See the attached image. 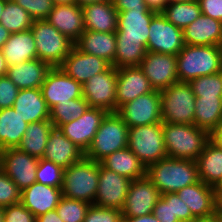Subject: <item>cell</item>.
I'll list each match as a JSON object with an SVG mask.
<instances>
[{
  "instance_id": "obj_1",
  "label": "cell",
  "mask_w": 222,
  "mask_h": 222,
  "mask_svg": "<svg viewBox=\"0 0 222 222\" xmlns=\"http://www.w3.org/2000/svg\"><path fill=\"white\" fill-rule=\"evenodd\" d=\"M147 178L160 195L177 192L200 181L196 161L166 157L146 168Z\"/></svg>"
},
{
  "instance_id": "obj_2",
  "label": "cell",
  "mask_w": 222,
  "mask_h": 222,
  "mask_svg": "<svg viewBox=\"0 0 222 222\" xmlns=\"http://www.w3.org/2000/svg\"><path fill=\"white\" fill-rule=\"evenodd\" d=\"M176 57L178 82L222 71V46L185 44Z\"/></svg>"
},
{
  "instance_id": "obj_3",
  "label": "cell",
  "mask_w": 222,
  "mask_h": 222,
  "mask_svg": "<svg viewBox=\"0 0 222 222\" xmlns=\"http://www.w3.org/2000/svg\"><path fill=\"white\" fill-rule=\"evenodd\" d=\"M163 138L168 157L196 161L210 133L194 124L163 123Z\"/></svg>"
},
{
  "instance_id": "obj_4",
  "label": "cell",
  "mask_w": 222,
  "mask_h": 222,
  "mask_svg": "<svg viewBox=\"0 0 222 222\" xmlns=\"http://www.w3.org/2000/svg\"><path fill=\"white\" fill-rule=\"evenodd\" d=\"M100 162L85 156L63 171L62 196L94 204L99 181Z\"/></svg>"
},
{
  "instance_id": "obj_5",
  "label": "cell",
  "mask_w": 222,
  "mask_h": 222,
  "mask_svg": "<svg viewBox=\"0 0 222 222\" xmlns=\"http://www.w3.org/2000/svg\"><path fill=\"white\" fill-rule=\"evenodd\" d=\"M129 127L117 112H108L102 120L85 157L100 162L107 155L127 147Z\"/></svg>"
},
{
  "instance_id": "obj_6",
  "label": "cell",
  "mask_w": 222,
  "mask_h": 222,
  "mask_svg": "<svg viewBox=\"0 0 222 222\" xmlns=\"http://www.w3.org/2000/svg\"><path fill=\"white\" fill-rule=\"evenodd\" d=\"M30 29L35 40L37 58L51 68L59 67L74 47V42L47 20L33 21Z\"/></svg>"
},
{
  "instance_id": "obj_7",
  "label": "cell",
  "mask_w": 222,
  "mask_h": 222,
  "mask_svg": "<svg viewBox=\"0 0 222 222\" xmlns=\"http://www.w3.org/2000/svg\"><path fill=\"white\" fill-rule=\"evenodd\" d=\"M160 96L163 123L194 124L196 97L189 83L171 84Z\"/></svg>"
},
{
  "instance_id": "obj_8",
  "label": "cell",
  "mask_w": 222,
  "mask_h": 222,
  "mask_svg": "<svg viewBox=\"0 0 222 222\" xmlns=\"http://www.w3.org/2000/svg\"><path fill=\"white\" fill-rule=\"evenodd\" d=\"M127 147L146 168L168 157L163 138V122L130 127Z\"/></svg>"
},
{
  "instance_id": "obj_9",
  "label": "cell",
  "mask_w": 222,
  "mask_h": 222,
  "mask_svg": "<svg viewBox=\"0 0 222 222\" xmlns=\"http://www.w3.org/2000/svg\"><path fill=\"white\" fill-rule=\"evenodd\" d=\"M184 45L183 30L169 22L161 12H157L150 22L146 50L177 56Z\"/></svg>"
},
{
  "instance_id": "obj_10",
  "label": "cell",
  "mask_w": 222,
  "mask_h": 222,
  "mask_svg": "<svg viewBox=\"0 0 222 222\" xmlns=\"http://www.w3.org/2000/svg\"><path fill=\"white\" fill-rule=\"evenodd\" d=\"M117 69L110 66L106 71L96 74L83 85V97L90 107L116 112Z\"/></svg>"
},
{
  "instance_id": "obj_11",
  "label": "cell",
  "mask_w": 222,
  "mask_h": 222,
  "mask_svg": "<svg viewBox=\"0 0 222 222\" xmlns=\"http://www.w3.org/2000/svg\"><path fill=\"white\" fill-rule=\"evenodd\" d=\"M117 113L129 128L162 122L160 91L154 90L125 103Z\"/></svg>"
},
{
  "instance_id": "obj_12",
  "label": "cell",
  "mask_w": 222,
  "mask_h": 222,
  "mask_svg": "<svg viewBox=\"0 0 222 222\" xmlns=\"http://www.w3.org/2000/svg\"><path fill=\"white\" fill-rule=\"evenodd\" d=\"M40 89L49 109L59 103L83 97L82 84L66 75L59 67H53L47 72Z\"/></svg>"
},
{
  "instance_id": "obj_13",
  "label": "cell",
  "mask_w": 222,
  "mask_h": 222,
  "mask_svg": "<svg viewBox=\"0 0 222 222\" xmlns=\"http://www.w3.org/2000/svg\"><path fill=\"white\" fill-rule=\"evenodd\" d=\"M39 159L18 148L2 150V171L18 186L20 191L36 182V169Z\"/></svg>"
},
{
  "instance_id": "obj_14",
  "label": "cell",
  "mask_w": 222,
  "mask_h": 222,
  "mask_svg": "<svg viewBox=\"0 0 222 222\" xmlns=\"http://www.w3.org/2000/svg\"><path fill=\"white\" fill-rule=\"evenodd\" d=\"M132 180L105 168L99 167V181L94 205L122 210Z\"/></svg>"
},
{
  "instance_id": "obj_15",
  "label": "cell",
  "mask_w": 222,
  "mask_h": 222,
  "mask_svg": "<svg viewBox=\"0 0 222 222\" xmlns=\"http://www.w3.org/2000/svg\"><path fill=\"white\" fill-rule=\"evenodd\" d=\"M176 64L175 55L147 51L139 68L148 78L153 89L162 91L178 82Z\"/></svg>"
},
{
  "instance_id": "obj_16",
  "label": "cell",
  "mask_w": 222,
  "mask_h": 222,
  "mask_svg": "<svg viewBox=\"0 0 222 222\" xmlns=\"http://www.w3.org/2000/svg\"><path fill=\"white\" fill-rule=\"evenodd\" d=\"M159 198L160 193L157 187L147 176L132 180L122 208V217H140L151 214Z\"/></svg>"
},
{
  "instance_id": "obj_17",
  "label": "cell",
  "mask_w": 222,
  "mask_h": 222,
  "mask_svg": "<svg viewBox=\"0 0 222 222\" xmlns=\"http://www.w3.org/2000/svg\"><path fill=\"white\" fill-rule=\"evenodd\" d=\"M107 113L104 109L89 107L80 118L62 125L59 130L86 153Z\"/></svg>"
},
{
  "instance_id": "obj_18",
  "label": "cell",
  "mask_w": 222,
  "mask_h": 222,
  "mask_svg": "<svg viewBox=\"0 0 222 222\" xmlns=\"http://www.w3.org/2000/svg\"><path fill=\"white\" fill-rule=\"evenodd\" d=\"M153 10H128L118 12L116 41L141 42L147 48L149 26Z\"/></svg>"
},
{
  "instance_id": "obj_19",
  "label": "cell",
  "mask_w": 222,
  "mask_h": 222,
  "mask_svg": "<svg viewBox=\"0 0 222 222\" xmlns=\"http://www.w3.org/2000/svg\"><path fill=\"white\" fill-rule=\"evenodd\" d=\"M111 64L101 57L81 52L75 45L59 68L82 85L91 77L106 71Z\"/></svg>"
},
{
  "instance_id": "obj_20",
  "label": "cell",
  "mask_w": 222,
  "mask_h": 222,
  "mask_svg": "<svg viewBox=\"0 0 222 222\" xmlns=\"http://www.w3.org/2000/svg\"><path fill=\"white\" fill-rule=\"evenodd\" d=\"M154 91L139 66L117 69L116 112L125 103Z\"/></svg>"
},
{
  "instance_id": "obj_21",
  "label": "cell",
  "mask_w": 222,
  "mask_h": 222,
  "mask_svg": "<svg viewBox=\"0 0 222 222\" xmlns=\"http://www.w3.org/2000/svg\"><path fill=\"white\" fill-rule=\"evenodd\" d=\"M46 20L74 43L85 31L83 11L77 3L54 5Z\"/></svg>"
},
{
  "instance_id": "obj_22",
  "label": "cell",
  "mask_w": 222,
  "mask_h": 222,
  "mask_svg": "<svg viewBox=\"0 0 222 222\" xmlns=\"http://www.w3.org/2000/svg\"><path fill=\"white\" fill-rule=\"evenodd\" d=\"M62 197L61 188L33 183L21 191V203L38 217L48 211L56 210Z\"/></svg>"
},
{
  "instance_id": "obj_23",
  "label": "cell",
  "mask_w": 222,
  "mask_h": 222,
  "mask_svg": "<svg viewBox=\"0 0 222 222\" xmlns=\"http://www.w3.org/2000/svg\"><path fill=\"white\" fill-rule=\"evenodd\" d=\"M85 156V153L71 142L59 129L49 133L43 159L52 161L63 169L70 167Z\"/></svg>"
},
{
  "instance_id": "obj_24",
  "label": "cell",
  "mask_w": 222,
  "mask_h": 222,
  "mask_svg": "<svg viewBox=\"0 0 222 222\" xmlns=\"http://www.w3.org/2000/svg\"><path fill=\"white\" fill-rule=\"evenodd\" d=\"M186 45L222 46V22L201 14L183 29Z\"/></svg>"
},
{
  "instance_id": "obj_25",
  "label": "cell",
  "mask_w": 222,
  "mask_h": 222,
  "mask_svg": "<svg viewBox=\"0 0 222 222\" xmlns=\"http://www.w3.org/2000/svg\"><path fill=\"white\" fill-rule=\"evenodd\" d=\"M189 207L195 218L209 217L215 214L214 187L201 180L176 192Z\"/></svg>"
},
{
  "instance_id": "obj_26",
  "label": "cell",
  "mask_w": 222,
  "mask_h": 222,
  "mask_svg": "<svg viewBox=\"0 0 222 222\" xmlns=\"http://www.w3.org/2000/svg\"><path fill=\"white\" fill-rule=\"evenodd\" d=\"M15 113L28 124L50 120V109L42 96L40 88L19 90L13 105Z\"/></svg>"
},
{
  "instance_id": "obj_27",
  "label": "cell",
  "mask_w": 222,
  "mask_h": 222,
  "mask_svg": "<svg viewBox=\"0 0 222 222\" xmlns=\"http://www.w3.org/2000/svg\"><path fill=\"white\" fill-rule=\"evenodd\" d=\"M85 30L116 32L118 12L111 0L95 2L81 7Z\"/></svg>"
},
{
  "instance_id": "obj_28",
  "label": "cell",
  "mask_w": 222,
  "mask_h": 222,
  "mask_svg": "<svg viewBox=\"0 0 222 222\" xmlns=\"http://www.w3.org/2000/svg\"><path fill=\"white\" fill-rule=\"evenodd\" d=\"M51 67L38 58L8 66L6 75L20 89L41 88Z\"/></svg>"
},
{
  "instance_id": "obj_29",
  "label": "cell",
  "mask_w": 222,
  "mask_h": 222,
  "mask_svg": "<svg viewBox=\"0 0 222 222\" xmlns=\"http://www.w3.org/2000/svg\"><path fill=\"white\" fill-rule=\"evenodd\" d=\"M74 45L86 54L101 57L113 66L116 53L115 32H96L85 30Z\"/></svg>"
},
{
  "instance_id": "obj_30",
  "label": "cell",
  "mask_w": 222,
  "mask_h": 222,
  "mask_svg": "<svg viewBox=\"0 0 222 222\" xmlns=\"http://www.w3.org/2000/svg\"><path fill=\"white\" fill-rule=\"evenodd\" d=\"M1 51L7 66H13L37 58L35 40L31 29L11 33Z\"/></svg>"
},
{
  "instance_id": "obj_31",
  "label": "cell",
  "mask_w": 222,
  "mask_h": 222,
  "mask_svg": "<svg viewBox=\"0 0 222 222\" xmlns=\"http://www.w3.org/2000/svg\"><path fill=\"white\" fill-rule=\"evenodd\" d=\"M100 163L105 168L125 176L130 180L140 179L146 176V167L128 147L107 155Z\"/></svg>"
},
{
  "instance_id": "obj_32",
  "label": "cell",
  "mask_w": 222,
  "mask_h": 222,
  "mask_svg": "<svg viewBox=\"0 0 222 222\" xmlns=\"http://www.w3.org/2000/svg\"><path fill=\"white\" fill-rule=\"evenodd\" d=\"M199 179L206 185L222 184V150L209 141L196 160Z\"/></svg>"
},
{
  "instance_id": "obj_33",
  "label": "cell",
  "mask_w": 222,
  "mask_h": 222,
  "mask_svg": "<svg viewBox=\"0 0 222 222\" xmlns=\"http://www.w3.org/2000/svg\"><path fill=\"white\" fill-rule=\"evenodd\" d=\"M29 124L15 113L13 107L0 110V150L17 148Z\"/></svg>"
},
{
  "instance_id": "obj_34",
  "label": "cell",
  "mask_w": 222,
  "mask_h": 222,
  "mask_svg": "<svg viewBox=\"0 0 222 222\" xmlns=\"http://www.w3.org/2000/svg\"><path fill=\"white\" fill-rule=\"evenodd\" d=\"M53 128L50 120L30 123L17 148L37 159H42L49 133Z\"/></svg>"
},
{
  "instance_id": "obj_35",
  "label": "cell",
  "mask_w": 222,
  "mask_h": 222,
  "mask_svg": "<svg viewBox=\"0 0 222 222\" xmlns=\"http://www.w3.org/2000/svg\"><path fill=\"white\" fill-rule=\"evenodd\" d=\"M222 124V98H196L194 125L209 133Z\"/></svg>"
},
{
  "instance_id": "obj_36",
  "label": "cell",
  "mask_w": 222,
  "mask_h": 222,
  "mask_svg": "<svg viewBox=\"0 0 222 222\" xmlns=\"http://www.w3.org/2000/svg\"><path fill=\"white\" fill-rule=\"evenodd\" d=\"M166 19L180 29L194 22L201 14L198 0L180 3H168L161 12Z\"/></svg>"
},
{
  "instance_id": "obj_37",
  "label": "cell",
  "mask_w": 222,
  "mask_h": 222,
  "mask_svg": "<svg viewBox=\"0 0 222 222\" xmlns=\"http://www.w3.org/2000/svg\"><path fill=\"white\" fill-rule=\"evenodd\" d=\"M89 107L84 97L59 103L50 109V122L54 128L59 129L62 125L80 118Z\"/></svg>"
},
{
  "instance_id": "obj_38",
  "label": "cell",
  "mask_w": 222,
  "mask_h": 222,
  "mask_svg": "<svg viewBox=\"0 0 222 222\" xmlns=\"http://www.w3.org/2000/svg\"><path fill=\"white\" fill-rule=\"evenodd\" d=\"M0 16V23L11 33L29 30L34 21L29 13L13 0L6 1Z\"/></svg>"
},
{
  "instance_id": "obj_39",
  "label": "cell",
  "mask_w": 222,
  "mask_h": 222,
  "mask_svg": "<svg viewBox=\"0 0 222 222\" xmlns=\"http://www.w3.org/2000/svg\"><path fill=\"white\" fill-rule=\"evenodd\" d=\"M146 52V47L141 42L116 41L113 66L116 69L139 66Z\"/></svg>"
},
{
  "instance_id": "obj_40",
  "label": "cell",
  "mask_w": 222,
  "mask_h": 222,
  "mask_svg": "<svg viewBox=\"0 0 222 222\" xmlns=\"http://www.w3.org/2000/svg\"><path fill=\"white\" fill-rule=\"evenodd\" d=\"M196 98H222V71L189 82Z\"/></svg>"
},
{
  "instance_id": "obj_41",
  "label": "cell",
  "mask_w": 222,
  "mask_h": 222,
  "mask_svg": "<svg viewBox=\"0 0 222 222\" xmlns=\"http://www.w3.org/2000/svg\"><path fill=\"white\" fill-rule=\"evenodd\" d=\"M90 206L88 202L62 196L56 211L64 222H83Z\"/></svg>"
},
{
  "instance_id": "obj_42",
  "label": "cell",
  "mask_w": 222,
  "mask_h": 222,
  "mask_svg": "<svg viewBox=\"0 0 222 222\" xmlns=\"http://www.w3.org/2000/svg\"><path fill=\"white\" fill-rule=\"evenodd\" d=\"M64 169L52 161L39 159L36 169V182L47 186L62 187Z\"/></svg>"
},
{
  "instance_id": "obj_43",
  "label": "cell",
  "mask_w": 222,
  "mask_h": 222,
  "mask_svg": "<svg viewBox=\"0 0 222 222\" xmlns=\"http://www.w3.org/2000/svg\"><path fill=\"white\" fill-rule=\"evenodd\" d=\"M21 203V191L2 170L0 171V206L6 207Z\"/></svg>"
},
{
  "instance_id": "obj_44",
  "label": "cell",
  "mask_w": 222,
  "mask_h": 222,
  "mask_svg": "<svg viewBox=\"0 0 222 222\" xmlns=\"http://www.w3.org/2000/svg\"><path fill=\"white\" fill-rule=\"evenodd\" d=\"M16 4L25 9L31 18L35 20H46L53 9L52 0H13Z\"/></svg>"
},
{
  "instance_id": "obj_45",
  "label": "cell",
  "mask_w": 222,
  "mask_h": 222,
  "mask_svg": "<svg viewBox=\"0 0 222 222\" xmlns=\"http://www.w3.org/2000/svg\"><path fill=\"white\" fill-rule=\"evenodd\" d=\"M122 218V210L120 209L91 204L83 222H120Z\"/></svg>"
},
{
  "instance_id": "obj_46",
  "label": "cell",
  "mask_w": 222,
  "mask_h": 222,
  "mask_svg": "<svg viewBox=\"0 0 222 222\" xmlns=\"http://www.w3.org/2000/svg\"><path fill=\"white\" fill-rule=\"evenodd\" d=\"M152 214L160 222H180L177 216H173L172 193L160 195V198L153 208Z\"/></svg>"
},
{
  "instance_id": "obj_47",
  "label": "cell",
  "mask_w": 222,
  "mask_h": 222,
  "mask_svg": "<svg viewBox=\"0 0 222 222\" xmlns=\"http://www.w3.org/2000/svg\"><path fill=\"white\" fill-rule=\"evenodd\" d=\"M19 90L7 75L0 76V110L13 107Z\"/></svg>"
},
{
  "instance_id": "obj_48",
  "label": "cell",
  "mask_w": 222,
  "mask_h": 222,
  "mask_svg": "<svg viewBox=\"0 0 222 222\" xmlns=\"http://www.w3.org/2000/svg\"><path fill=\"white\" fill-rule=\"evenodd\" d=\"M4 222H36V217L22 204L3 207Z\"/></svg>"
},
{
  "instance_id": "obj_49",
  "label": "cell",
  "mask_w": 222,
  "mask_h": 222,
  "mask_svg": "<svg viewBox=\"0 0 222 222\" xmlns=\"http://www.w3.org/2000/svg\"><path fill=\"white\" fill-rule=\"evenodd\" d=\"M172 210L173 216H177L180 222H191L195 219L187 204L180 199L176 192H172Z\"/></svg>"
},
{
  "instance_id": "obj_50",
  "label": "cell",
  "mask_w": 222,
  "mask_h": 222,
  "mask_svg": "<svg viewBox=\"0 0 222 222\" xmlns=\"http://www.w3.org/2000/svg\"><path fill=\"white\" fill-rule=\"evenodd\" d=\"M202 14L222 22V0H198Z\"/></svg>"
},
{
  "instance_id": "obj_51",
  "label": "cell",
  "mask_w": 222,
  "mask_h": 222,
  "mask_svg": "<svg viewBox=\"0 0 222 222\" xmlns=\"http://www.w3.org/2000/svg\"><path fill=\"white\" fill-rule=\"evenodd\" d=\"M117 12L128 10H150L144 0H111Z\"/></svg>"
},
{
  "instance_id": "obj_52",
  "label": "cell",
  "mask_w": 222,
  "mask_h": 222,
  "mask_svg": "<svg viewBox=\"0 0 222 222\" xmlns=\"http://www.w3.org/2000/svg\"><path fill=\"white\" fill-rule=\"evenodd\" d=\"M36 222H64L59 217L56 210L48 211L45 214H42L36 217Z\"/></svg>"
},
{
  "instance_id": "obj_53",
  "label": "cell",
  "mask_w": 222,
  "mask_h": 222,
  "mask_svg": "<svg viewBox=\"0 0 222 222\" xmlns=\"http://www.w3.org/2000/svg\"><path fill=\"white\" fill-rule=\"evenodd\" d=\"M147 7L150 10L155 12H162L166 5L168 4V0H144Z\"/></svg>"
},
{
  "instance_id": "obj_54",
  "label": "cell",
  "mask_w": 222,
  "mask_h": 222,
  "mask_svg": "<svg viewBox=\"0 0 222 222\" xmlns=\"http://www.w3.org/2000/svg\"><path fill=\"white\" fill-rule=\"evenodd\" d=\"M210 141L222 150V124L210 133Z\"/></svg>"
},
{
  "instance_id": "obj_55",
  "label": "cell",
  "mask_w": 222,
  "mask_h": 222,
  "mask_svg": "<svg viewBox=\"0 0 222 222\" xmlns=\"http://www.w3.org/2000/svg\"><path fill=\"white\" fill-rule=\"evenodd\" d=\"M215 214H222V188H214Z\"/></svg>"
},
{
  "instance_id": "obj_56",
  "label": "cell",
  "mask_w": 222,
  "mask_h": 222,
  "mask_svg": "<svg viewBox=\"0 0 222 222\" xmlns=\"http://www.w3.org/2000/svg\"><path fill=\"white\" fill-rule=\"evenodd\" d=\"M127 222H160L152 213L140 217H123Z\"/></svg>"
},
{
  "instance_id": "obj_57",
  "label": "cell",
  "mask_w": 222,
  "mask_h": 222,
  "mask_svg": "<svg viewBox=\"0 0 222 222\" xmlns=\"http://www.w3.org/2000/svg\"><path fill=\"white\" fill-rule=\"evenodd\" d=\"M11 32H9L1 23H0V50L10 37Z\"/></svg>"
},
{
  "instance_id": "obj_58",
  "label": "cell",
  "mask_w": 222,
  "mask_h": 222,
  "mask_svg": "<svg viewBox=\"0 0 222 222\" xmlns=\"http://www.w3.org/2000/svg\"><path fill=\"white\" fill-rule=\"evenodd\" d=\"M7 63L6 60L4 59V55L2 51L0 50V76H4L7 73Z\"/></svg>"
},
{
  "instance_id": "obj_59",
  "label": "cell",
  "mask_w": 222,
  "mask_h": 222,
  "mask_svg": "<svg viewBox=\"0 0 222 222\" xmlns=\"http://www.w3.org/2000/svg\"><path fill=\"white\" fill-rule=\"evenodd\" d=\"M191 222H219L218 216L216 214L209 217L195 218Z\"/></svg>"
},
{
  "instance_id": "obj_60",
  "label": "cell",
  "mask_w": 222,
  "mask_h": 222,
  "mask_svg": "<svg viewBox=\"0 0 222 222\" xmlns=\"http://www.w3.org/2000/svg\"><path fill=\"white\" fill-rule=\"evenodd\" d=\"M103 1H109V0H76V3L82 7L87 4L95 3V2H103Z\"/></svg>"
},
{
  "instance_id": "obj_61",
  "label": "cell",
  "mask_w": 222,
  "mask_h": 222,
  "mask_svg": "<svg viewBox=\"0 0 222 222\" xmlns=\"http://www.w3.org/2000/svg\"><path fill=\"white\" fill-rule=\"evenodd\" d=\"M54 5L57 4H74L76 3V0H52Z\"/></svg>"
},
{
  "instance_id": "obj_62",
  "label": "cell",
  "mask_w": 222,
  "mask_h": 222,
  "mask_svg": "<svg viewBox=\"0 0 222 222\" xmlns=\"http://www.w3.org/2000/svg\"><path fill=\"white\" fill-rule=\"evenodd\" d=\"M7 0H0V15L2 14ZM1 18V16H0Z\"/></svg>"
},
{
  "instance_id": "obj_63",
  "label": "cell",
  "mask_w": 222,
  "mask_h": 222,
  "mask_svg": "<svg viewBox=\"0 0 222 222\" xmlns=\"http://www.w3.org/2000/svg\"><path fill=\"white\" fill-rule=\"evenodd\" d=\"M194 0H168V3H180V2H189Z\"/></svg>"
},
{
  "instance_id": "obj_64",
  "label": "cell",
  "mask_w": 222,
  "mask_h": 222,
  "mask_svg": "<svg viewBox=\"0 0 222 222\" xmlns=\"http://www.w3.org/2000/svg\"><path fill=\"white\" fill-rule=\"evenodd\" d=\"M0 222H4V210L3 207L0 206Z\"/></svg>"
},
{
  "instance_id": "obj_65",
  "label": "cell",
  "mask_w": 222,
  "mask_h": 222,
  "mask_svg": "<svg viewBox=\"0 0 222 222\" xmlns=\"http://www.w3.org/2000/svg\"><path fill=\"white\" fill-rule=\"evenodd\" d=\"M218 216L219 222H222V214H216Z\"/></svg>"
},
{
  "instance_id": "obj_66",
  "label": "cell",
  "mask_w": 222,
  "mask_h": 222,
  "mask_svg": "<svg viewBox=\"0 0 222 222\" xmlns=\"http://www.w3.org/2000/svg\"><path fill=\"white\" fill-rule=\"evenodd\" d=\"M1 155H2V150H0V171L2 170V167H1Z\"/></svg>"
},
{
  "instance_id": "obj_67",
  "label": "cell",
  "mask_w": 222,
  "mask_h": 222,
  "mask_svg": "<svg viewBox=\"0 0 222 222\" xmlns=\"http://www.w3.org/2000/svg\"><path fill=\"white\" fill-rule=\"evenodd\" d=\"M120 222H127V220L122 218V220Z\"/></svg>"
}]
</instances>
